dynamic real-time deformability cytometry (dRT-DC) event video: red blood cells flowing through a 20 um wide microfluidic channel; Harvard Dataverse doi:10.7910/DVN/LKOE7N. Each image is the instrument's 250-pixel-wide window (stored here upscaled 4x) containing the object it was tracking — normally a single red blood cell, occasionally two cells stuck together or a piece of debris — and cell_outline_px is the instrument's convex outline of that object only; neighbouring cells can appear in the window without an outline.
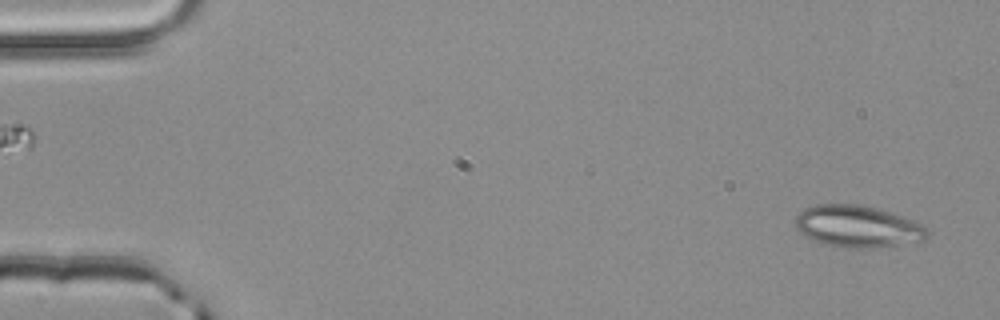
{"species": "common noctule bat (a hibernating species)", "species_latin": "Nyctalus noctula", "temperature_condition": "room temperature", "stored_images_in_passage": 52, "camera_frame_rate_fps": 3000, "um_per_image_px": 0.085, "animal": {"sex": "male", "body_mass_g": 20.4}, "frame": {"image": 1, "passage_image": 2, "time_ms": 0.333, "image_size_px": [1000, 320], "cell_outline_px": [[928, 236], [924, 240], [868, 248], [840, 248], [824, 244], [812, 240], [804, 236], [796, 228], [796, 216], [804, 208], [816, 204], [856, 204], [876, 208], [904, 216], [916, 220], [924, 224], [928, 228]], "centroid_in_image_um": [72.9, 19.24], "position_along_channel_um": 12.1, "area_um2": 32.37}}
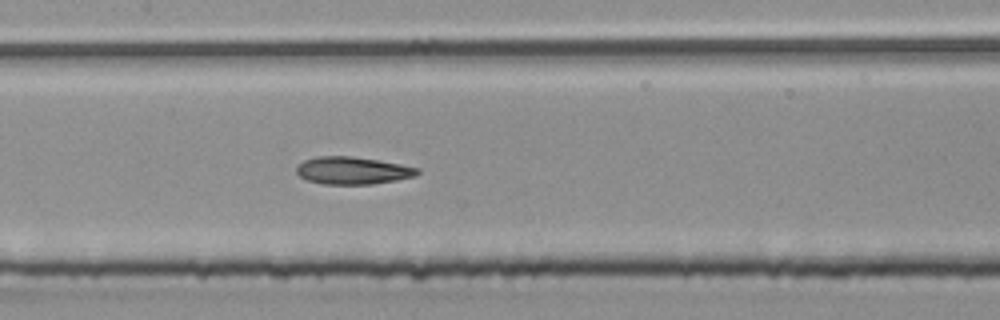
{"frame": {"image": 2, "passage_image": 25, "time_ms": 8.0, "image_size_px": [1000, 320], "cell_outline_px": [[420, 172], [416, 176], [396, 180], [372, 184], [324, 184], [308, 180], [300, 176], [296, 172], [296, 168], [304, 160], [316, 156], [352, 156], [380, 160], [420, 168]], "centroid_in_image_um": [30.0, 14.49], "position_along_channel_um": 177.4, "area_um2": 19.36}}
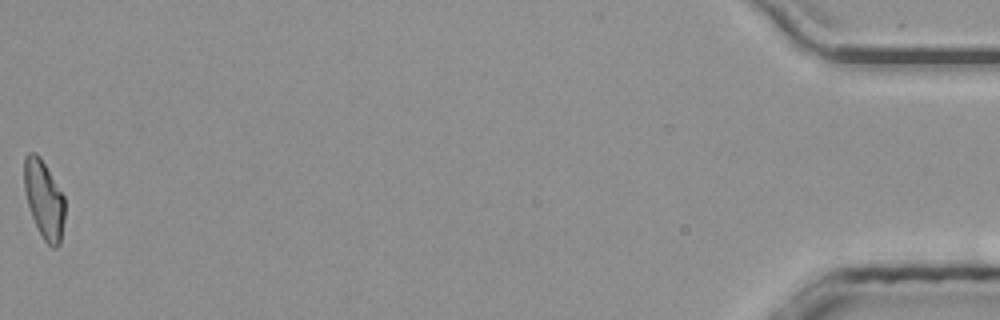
{"frame": {"image": 3, "passage_image": 52, "time_ms": 17.0, "image_size_px": [1000, 320], "cell_outline_px": [[64, 216], [60, 244], [56, 248], [52, 248], [44, 240], [32, 216], [28, 204], [24, 188], [24, 156], [28, 152], [36, 152], [40, 156], [64, 196]], "centroid_in_image_um": [3.73, 16.92], "position_along_channel_um": 431.5, "area_um2": 18.32}, "authors_computed_cell_mechanics": {"area_um2": 19.4786, "velocity_mm_per_s": 3.9997, "shape_relaxation_time_tau1_ms": 6.5921, "shape_relaxation_time_tau2_ms": 2.6476, "deformation_change_tau1": 0.1887, "deformation_change_tau2": 0.1024}}